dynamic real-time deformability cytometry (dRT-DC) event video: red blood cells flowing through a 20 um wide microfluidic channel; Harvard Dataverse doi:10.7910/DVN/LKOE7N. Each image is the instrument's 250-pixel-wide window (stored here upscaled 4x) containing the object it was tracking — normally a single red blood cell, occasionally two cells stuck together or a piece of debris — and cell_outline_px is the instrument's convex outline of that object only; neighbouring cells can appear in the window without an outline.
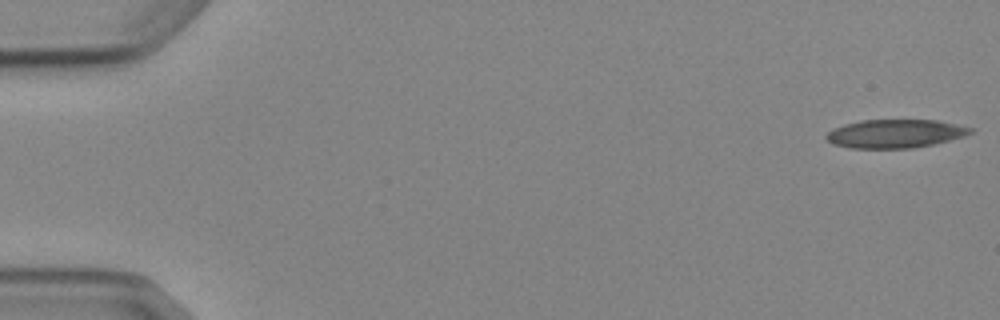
{"species": "Egyptian fruit bat (a non-hibernating species)", "species_latin": "Rousettus aegyptiacus", "temperature_condition": "cold", "stored_images_in_passage": 5, "camera_frame_rate_fps": 3000, "um_per_image_px": 0.085, "animal": {"sex": "female"}, "frame": {"image": 1, "passage_image": 1, "time_ms": 0.0, "image_size_px": [1000, 320], "cell_outline_px": [[976, 128], [972, 132], [964, 136], [932, 144], [912, 148], [848, 148], [832, 144], [824, 136], [832, 128], [844, 124], [860, 120], [936, 120]], "centroid_in_image_um": [76.06, 11.35], "position_along_channel_um": 8.9, "area_um2": 23.99}}
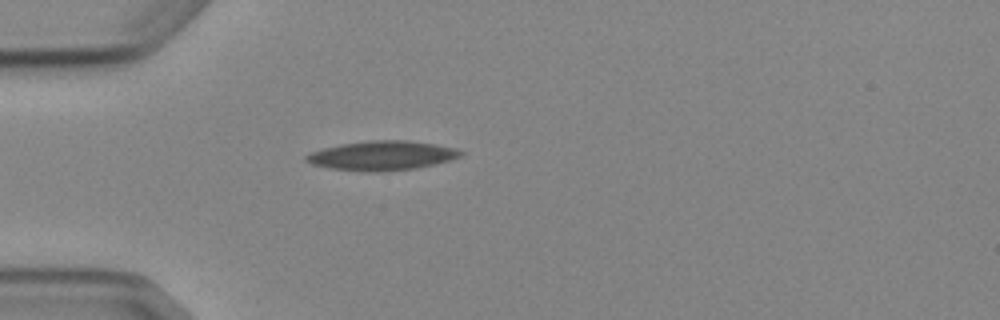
{"frame": {"image": 2, "passage_image": 5, "time_ms": 4.667, "image_size_px": [1000, 320], "cell_outline_px": [[464, 152], [460, 156], [448, 160], [416, 168], [380, 172], [368, 172], [328, 168], [312, 164], [304, 160], [304, 156], [312, 152], [324, 148], [340, 144], [368, 140], [404, 140], [432, 144], [456, 148]], "centroid_in_image_um": [32.41, 13.23], "position_along_channel_um": 52.6, "area_um2": 26.24}}